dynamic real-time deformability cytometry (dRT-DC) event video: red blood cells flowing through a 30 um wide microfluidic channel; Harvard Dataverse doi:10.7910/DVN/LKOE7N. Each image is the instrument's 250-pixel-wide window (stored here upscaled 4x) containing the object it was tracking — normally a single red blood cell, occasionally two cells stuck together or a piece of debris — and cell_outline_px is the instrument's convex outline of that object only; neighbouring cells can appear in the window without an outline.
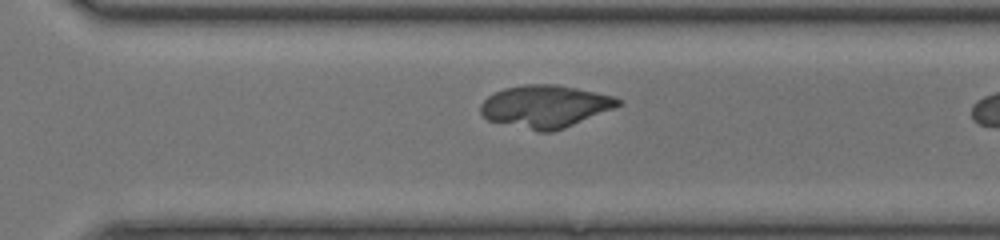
{"species": "common noctule bat (a hibernating species)", "species_latin": "Nyctalus noctula", "temperature_condition": "room temperature", "stored_images_in_passage": 24, "camera_frame_rate_fps": 3000, "um_per_image_px": 0.085, "animal": {"sex": "female", "body_mass_g": 17.0, "forearm_length_mm": 48.0}, "frame": {"image": 1, "passage_image": 22, "time_ms": 7.0, "image_size_px": [1000, 240], "cell_outline_px": [[620, 104], [612, 108], [564, 128], [552, 132], [540, 132], [488, 120], [480, 112], [480, 104], [488, 96], [504, 88], [524, 84], [556, 84], [596, 92], [612, 96], [620, 100]], "centroid_in_image_um": [46.29, 9.04], "position_along_channel_um": 324.3, "area_um2": 33.58}}